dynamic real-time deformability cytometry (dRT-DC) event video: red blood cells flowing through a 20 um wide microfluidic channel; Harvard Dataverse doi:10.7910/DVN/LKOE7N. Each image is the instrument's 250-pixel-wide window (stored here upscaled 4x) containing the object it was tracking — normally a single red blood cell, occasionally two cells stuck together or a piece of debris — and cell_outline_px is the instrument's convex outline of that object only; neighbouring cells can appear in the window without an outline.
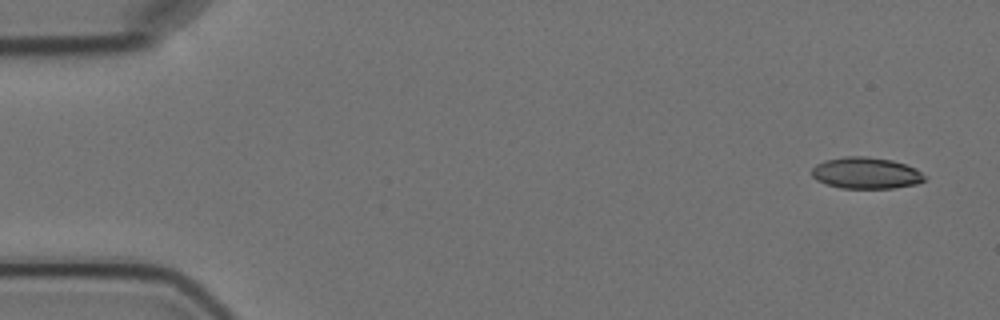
{"species": "Egyptian fruit bat (a non-hibernating species)", "species_latin": "Rousettus aegyptiacus", "temperature_condition": "cold", "stored_images_in_passage": 5, "camera_frame_rate_fps": 3000, "um_per_image_px": 0.085, "animal": {"sex": "female"}, "frame": {"image": 1, "passage_image": 1, "time_ms": 0.0, "image_size_px": [1000, 320], "cell_outline_px": [[928, 176], [924, 180], [916, 184], [892, 188], [840, 188], [816, 180], [812, 176], [812, 168], [816, 164], [824, 160], [844, 156], [868, 156], [892, 160], [916, 168]], "centroid_in_image_um": [73.62, 14.7], "position_along_channel_um": 11.4, "area_um2": 20.81}}
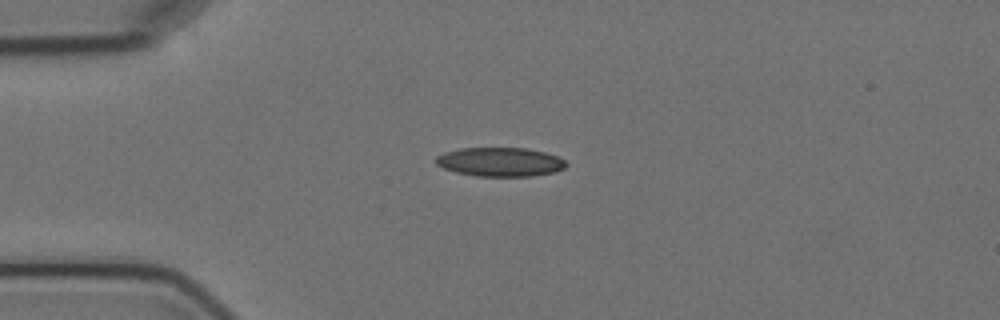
{"frame": {"image": 2, "passage_image": 4, "time_ms": 3.667, "image_size_px": [1000, 320], "cell_outline_px": [[568, 164], [564, 168], [556, 172], [532, 176], [476, 176], [456, 172], [444, 168], [436, 164], [436, 156], [444, 152], [460, 148], [528, 148], [544, 152], [556, 156], [564, 160]], "centroid_in_image_um": [42.52, 13.76], "position_along_channel_um": 42.5, "area_um2": 22.02}}